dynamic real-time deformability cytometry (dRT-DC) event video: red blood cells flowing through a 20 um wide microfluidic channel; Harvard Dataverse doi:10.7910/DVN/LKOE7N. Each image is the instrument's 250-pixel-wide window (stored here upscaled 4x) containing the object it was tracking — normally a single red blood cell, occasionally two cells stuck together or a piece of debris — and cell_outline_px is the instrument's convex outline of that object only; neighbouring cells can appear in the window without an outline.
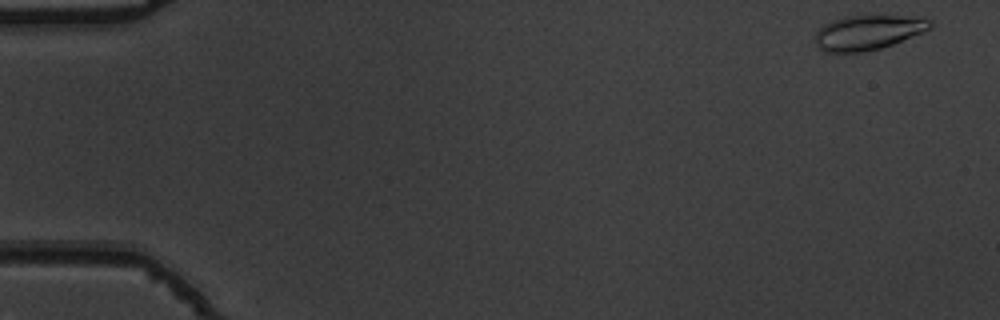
{"species": "common noctule bat (a hibernating species)", "species_latin": "Nyctalus noctula", "temperature_condition": "warm", "stored_images_in_passage": 52, "camera_frame_rate_fps": 3000, "um_per_image_px": 0.085, "animal": {"sex": "male", "body_mass_g": 19.5, "forearm_length_mm": 54.6}, "frame": {"image": 1, "passage_image": 1, "time_ms": 0.0, "image_size_px": [1000, 320], "cell_outline_px": [[932, 28], [892, 44], [880, 48], [860, 52], [824, 52], [816, 44], [812, 36], [824, 24], [832, 20], [844, 16], [916, 16], [932, 20]], "centroid_in_image_um": [73.75, 2.75], "position_along_channel_um": 11.2, "area_um2": 23.24}}
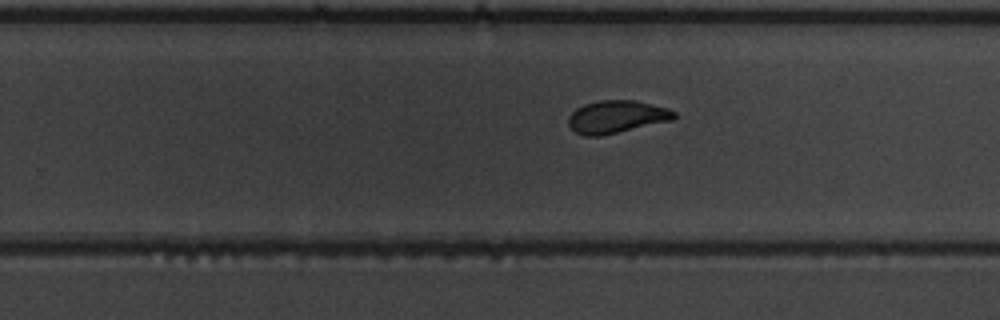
{"frame": {"image": 2, "passage_image": 33, "time_ms": 10.667, "image_size_px": [1000, 320], "cell_outline_px": [[676, 116], [672, 120], [600, 136], [584, 136], [576, 132], [568, 124], [568, 116], [576, 108], [584, 104], [600, 100], [632, 100], [664, 108], [676, 112]], "centroid_in_image_um": [52.35, 9.93], "position_along_channel_um": 277.4, "area_um2": 19.77}}
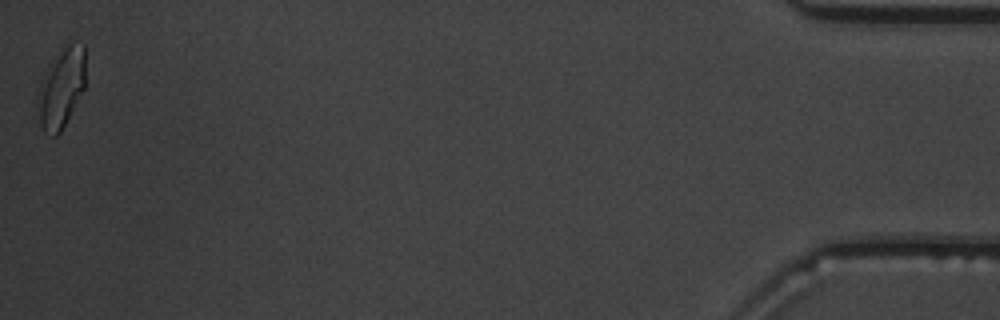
{"frame": {"image": 3, "passage_image": 52, "time_ms": 17.0, "image_size_px": [1000, 320], "cell_outline_px": [[84, 88], [60, 132], [56, 136], [52, 136], [44, 132], [40, 124], [36, 92], [44, 72], [48, 64], [60, 48], [68, 44], [84, 44]], "centroid_in_image_um": [5.16, 7.46], "position_along_channel_um": 430.0, "area_um2": 22.14}, "authors_computed_cell_mechanics": {"area_um2": 20.5479, "velocity_mm_per_s": 3.8245, "shape_relaxation_time_tau1_ms": 3.401, "shape_relaxation_time_tau2_ms": 1.2734, "deformation_change_tau1": 0.1585, "deformation_change_tau2": 0.0788}}